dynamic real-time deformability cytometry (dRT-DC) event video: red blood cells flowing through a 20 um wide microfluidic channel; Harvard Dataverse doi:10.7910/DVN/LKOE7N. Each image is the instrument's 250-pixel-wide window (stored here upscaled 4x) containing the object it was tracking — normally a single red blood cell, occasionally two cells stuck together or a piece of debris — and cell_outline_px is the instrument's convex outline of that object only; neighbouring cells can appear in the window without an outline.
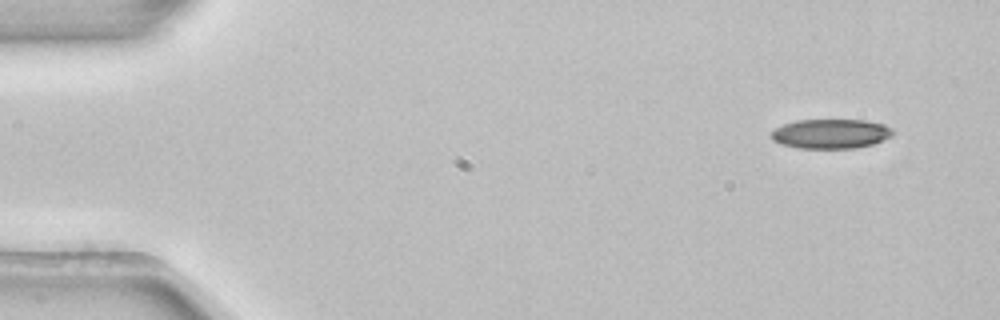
{"species": "common noctule bat (a hibernating species)", "species_latin": "Nyctalus noctula", "temperature_condition": "room temperature", "stored_images_in_passage": 4, "camera_frame_rate_fps": 3000, "um_per_image_px": 0.085, "animal": {"sex": "female", "body_mass_g": 22.7, "forearm_length_mm": 54.2}, "frame": {"image": 1, "passage_image": 1, "time_ms": 0.0, "image_size_px": [1000, 320], "cell_outline_px": [[892, 136], [872, 144], [856, 148], [800, 148], [780, 144], [772, 140], [772, 128], [796, 120], [864, 120], [884, 124], [892, 128]], "centroid_in_image_um": [70.59, 11.36], "position_along_channel_um": 14.4, "area_um2": 20.92}}
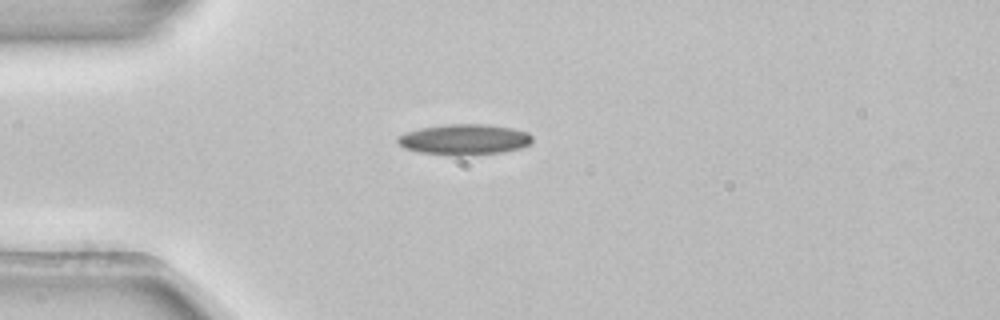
{"frame": {"image": 2, "passage_image": 3, "time_ms": 0.667, "image_size_px": [1000, 320], "cell_outline_px": [[532, 140], [528, 144], [520, 148], [500, 152], [464, 156], [456, 156], [420, 152], [404, 148], [396, 140], [396, 136], [420, 128], [444, 124], [488, 124], [512, 128], [528, 132], [532, 136]], "centroid_in_image_um": [39.45, 11.85], "position_along_channel_um": 45.5, "area_um2": 24.1}}
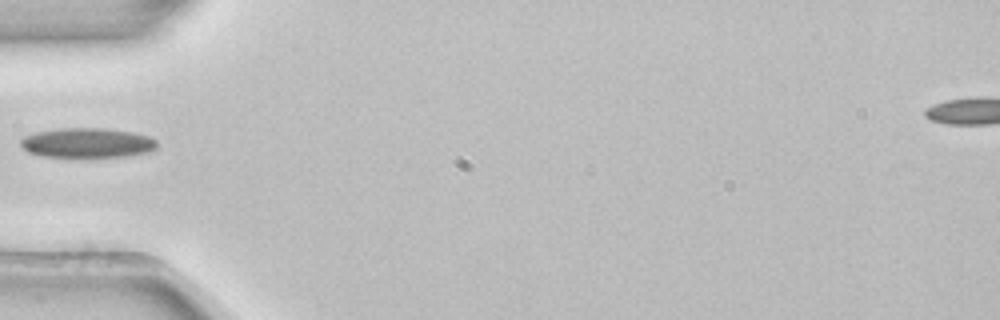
{"frame": {"image": 3, "passage_image": 4, "time_ms": 1.0, "image_size_px": [1000, 320], "cell_outline_px": [[156, 148], [148, 152], [124, 156], [44, 156], [28, 152], [20, 144], [20, 140], [24, 136], [36, 132], [60, 128], [104, 128], [132, 132], [148, 136], [156, 140]], "centroid_in_image_um": [7.4, 12.12], "position_along_channel_um": 77.6, "area_um2": 23.29}}